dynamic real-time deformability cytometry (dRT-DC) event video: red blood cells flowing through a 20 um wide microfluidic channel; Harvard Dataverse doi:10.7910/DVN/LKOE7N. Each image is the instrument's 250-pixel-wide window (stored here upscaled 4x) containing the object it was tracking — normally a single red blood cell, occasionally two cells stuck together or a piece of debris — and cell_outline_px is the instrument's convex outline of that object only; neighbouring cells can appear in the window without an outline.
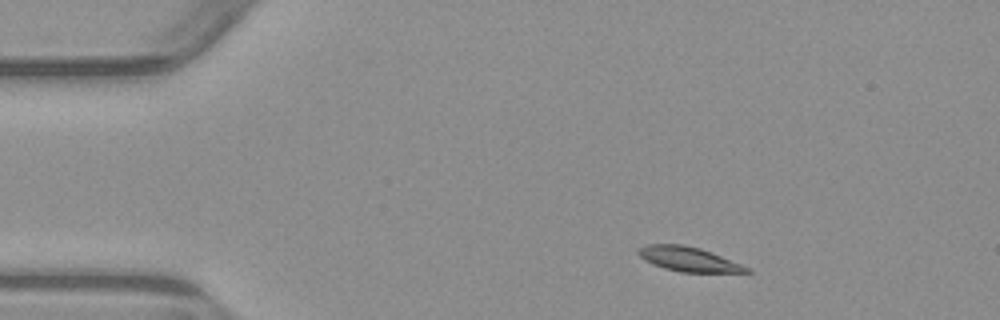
{"species": "common noctule bat (a hibernating species)", "species_latin": "Nyctalus noctula", "temperature_condition": "warm", "stored_images_in_passage": 4, "camera_frame_rate_fps": 3000, "um_per_image_px": 0.085, "animal": {"sex": "male", "body_mass_g": 23.1, "forearm_length_mm": 52.7}, "frame": {"image": 1, "passage_image": 2, "time_ms": 1.333, "image_size_px": [1000, 320], "cell_outline_px": [[752, 272], [680, 272], [664, 268], [652, 264], [644, 260], [636, 252], [640, 248], [648, 244], [684, 244], [700, 248], [712, 252], [740, 264], [748, 268]], "centroid_in_image_um": [58.48, 22.02], "position_along_channel_um": 26.5, "area_um2": 15.32}}